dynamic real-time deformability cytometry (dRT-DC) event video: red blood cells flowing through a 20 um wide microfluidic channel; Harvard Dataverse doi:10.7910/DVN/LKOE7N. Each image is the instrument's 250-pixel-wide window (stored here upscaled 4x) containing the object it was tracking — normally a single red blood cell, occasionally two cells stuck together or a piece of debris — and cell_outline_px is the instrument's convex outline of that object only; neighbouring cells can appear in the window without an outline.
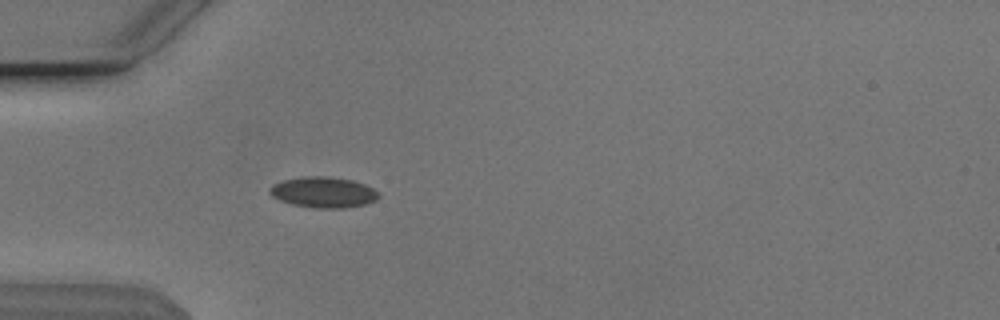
{"species": "Egyptian fruit bat (a non-hibernating species)", "species_latin": "Rousettus aegyptiacus", "temperature_condition": "cold", "stored_images_in_passage": 50, "camera_frame_rate_fps": 3000, "um_per_image_px": 0.085, "animal": {"sex": "male"}, "frame": {"image": 1, "passage_image": 13, "time_ms": 4.0, "image_size_px": [1000, 320], "cell_outline_px": [[380, 196], [376, 200], [364, 204], [344, 208], [312, 208], [292, 204], [280, 200], [272, 196], [268, 192], [268, 188], [272, 184], [284, 180], [304, 176], [328, 176], [352, 180], [364, 184], [372, 188]], "centroid_in_image_um": [27.45, 16.34], "position_along_channel_um": 57.6, "area_um2": 19.54}}
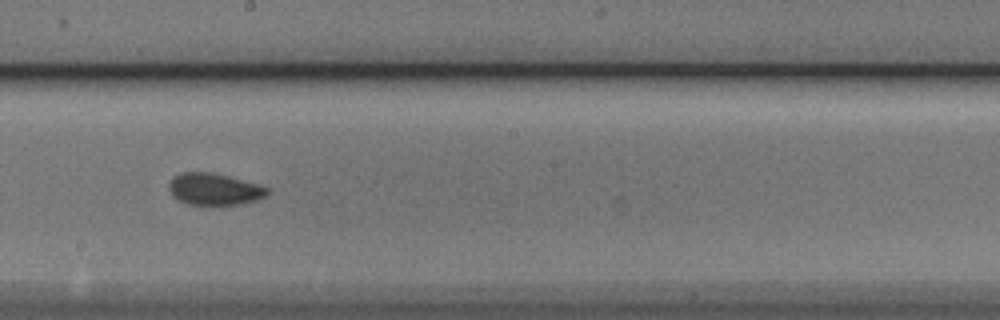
{"frame": {"image": 2, "passage_image": 27, "time_ms": 8.667, "image_size_px": [1000, 320], "cell_outline_px": [[268, 196], [256, 200], [240, 204], [212, 208], [188, 204], [172, 196], [168, 188], [168, 184], [180, 172], [212, 172], [260, 184], [268, 188]], "centroid_in_image_um": [18.23, 16.12], "position_along_channel_um": 230.0, "area_um2": 18.9}}
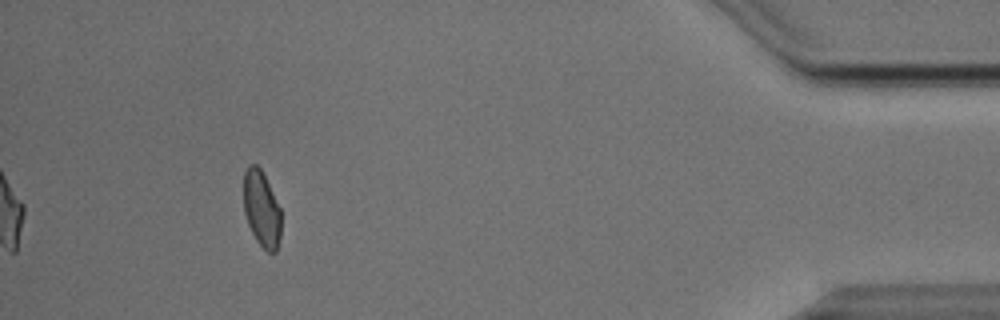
{"frame": {"image": 3, "passage_image": 46, "time_ms": 15.0, "image_size_px": [1000, 320], "cell_outline_px": [[280, 240], [276, 252], [268, 252], [256, 240], [248, 224], [244, 212], [244, 172], [248, 164], [256, 164], [260, 168], [280, 208]], "centroid_in_image_um": [22.22, 17.76], "position_along_channel_um": 413.0, "area_um2": 16.42}, "authors_computed_cell_mechanics": {"area_um2": 18.0625, "velocity_mm_per_s": 3.8379, "shape_relaxation_time_tau1_ms": 6.6373, "shape_relaxation_time_tau2_ms": 1.1865, "deformation_change_tau1": 0.113, "deformation_change_tau2": 0.0557}}